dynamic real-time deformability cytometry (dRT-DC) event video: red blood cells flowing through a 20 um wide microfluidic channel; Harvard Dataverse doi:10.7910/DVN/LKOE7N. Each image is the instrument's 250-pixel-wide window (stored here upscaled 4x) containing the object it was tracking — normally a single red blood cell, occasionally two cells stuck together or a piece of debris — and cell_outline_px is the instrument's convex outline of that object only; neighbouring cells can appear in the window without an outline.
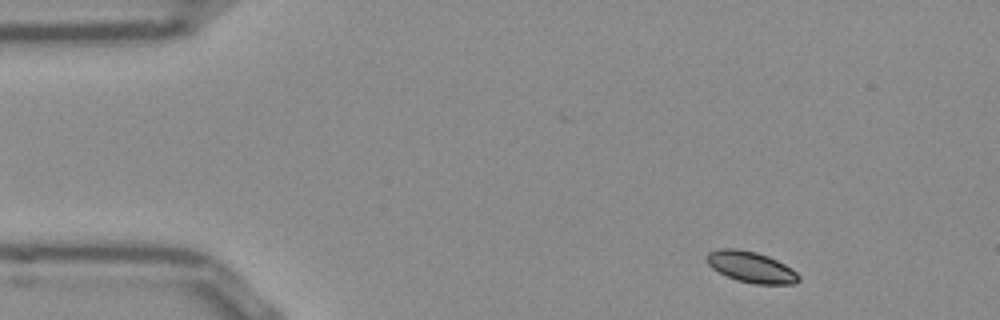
{"species": "Egyptian fruit bat (a non-hibernating species)", "species_latin": "Rousettus aegyptiacus", "temperature_condition": "room temperature", "stored_images_in_passage": 48, "camera_frame_rate_fps": 3000, "um_per_image_px": 0.085, "frame": {"image": 1, "passage_image": 1, "time_ms": 0.0, "image_size_px": [1000, 320], "cell_outline_px": [[800, 280], [796, 284], [752, 284], [736, 280], [712, 268], [708, 264], [704, 256], [708, 252], [716, 248], [736, 248], [756, 252], [768, 256], [792, 268], [800, 276]], "centroid_in_image_um": [63.82, 22.69], "position_along_channel_um": 21.2, "area_um2": 16.82}}
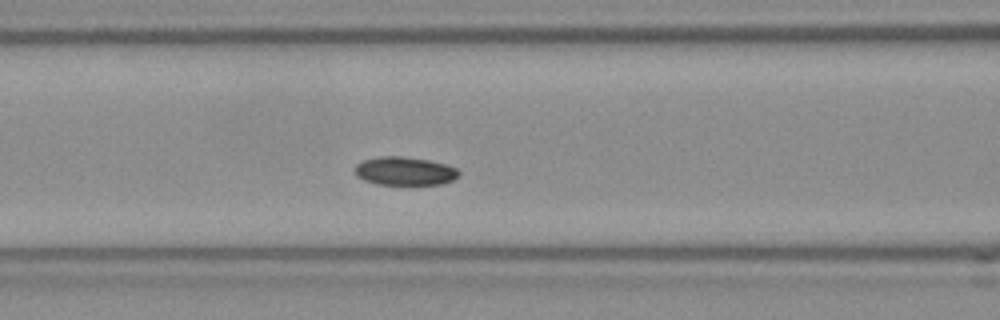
{"frame": {"image": 2, "passage_image": 16, "time_ms": 5.0, "image_size_px": [1000, 320], "cell_outline_px": [[460, 172], [452, 180], [440, 184], [376, 184], [364, 180], [356, 176], [352, 168], [356, 164], [364, 160], [380, 156], [400, 156], [428, 160], [444, 164], [456, 168]], "centroid_in_image_um": [34.33, 14.54], "position_along_channel_um": 132.3, "area_um2": 17.11}}
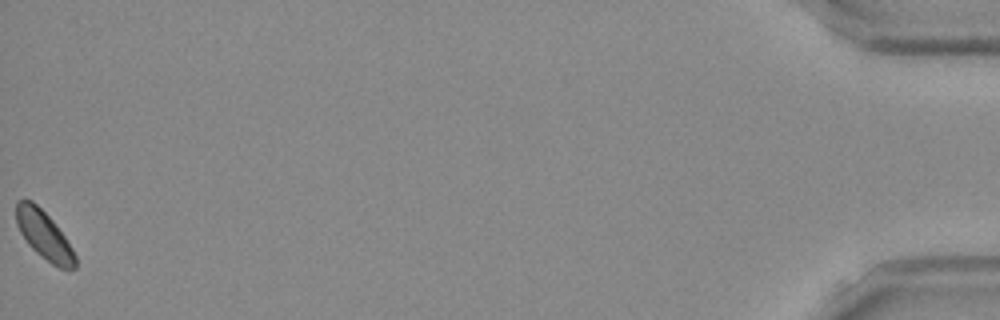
{"frame": {"image": 3, "passage_image": 48, "time_ms": 15.667, "image_size_px": [1000, 320], "cell_outline_px": [[76, 268], [60, 268], [52, 264], [36, 252], [28, 244], [20, 232], [16, 224], [16, 200], [32, 200], [52, 220], [64, 236], [72, 248], [76, 256]], "centroid_in_image_um": [3.73, 19.98], "position_along_channel_um": 431.5, "area_um2": 16.36}, "authors_computed_cell_mechanics": {"area_um2": 17.1088, "velocity_mm_per_s": 3.7819, "shape_relaxation_time_tau1_ms": 2.7707, "shape_relaxation_time_tau2_ms": null, "deformation_change_tau1": 0.0374, "deformation_change_tau2": null}}